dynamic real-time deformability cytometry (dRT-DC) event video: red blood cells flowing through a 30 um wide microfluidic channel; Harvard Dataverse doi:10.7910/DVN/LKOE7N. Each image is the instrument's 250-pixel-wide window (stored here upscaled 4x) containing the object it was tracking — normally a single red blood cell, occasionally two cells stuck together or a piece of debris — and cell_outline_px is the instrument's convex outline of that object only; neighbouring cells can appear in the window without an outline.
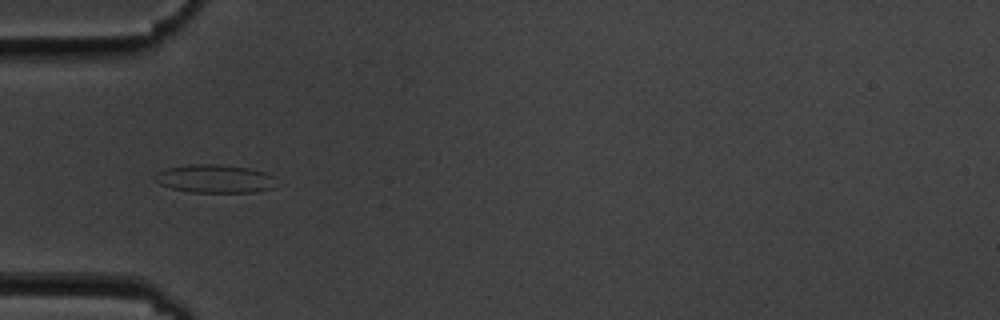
{"species": "common noctule bat (a hibernating species)", "species_latin": "Nyctalus noctula", "temperature_condition": "cold", "stored_images_in_passage": 7, "camera_frame_rate_fps": 3000, "um_per_image_px": 0.085, "animal": {"sex": "male", "body_mass_g": 19.5, "forearm_length_mm": 54.6}, "frame": {"image": 1, "passage_image": 6, "time_ms": 5.667, "image_size_px": [1000, 320], "cell_outline_px": [[276, 188], [256, 192], [188, 192], [172, 188], [160, 184], [156, 180], [156, 172], [164, 168], [188, 164], [220, 164], [248, 168], [264, 172], [276, 176]], "centroid_in_image_um": [18.3, 15.19], "position_along_channel_um": 66.7, "area_um2": 20.29}}
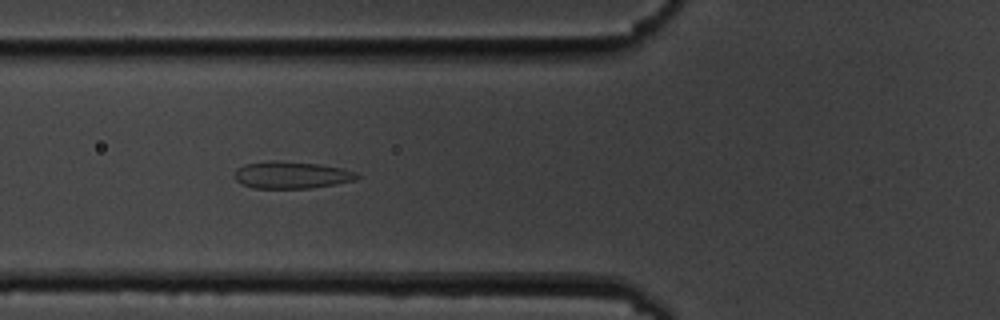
{"frame": {"image": 2, "passage_image": 7, "time_ms": 6.667, "image_size_px": [1000, 320], "cell_outline_px": [[360, 176], [356, 180], [336, 184], [312, 188], [252, 188], [240, 184], [232, 176], [236, 168], [244, 164], [268, 160], [276, 160], [320, 164], [340, 168], [356, 172]], "centroid_in_image_um": [24.72, 14.87], "position_along_channel_um": 101.1, "area_um2": 19.65}}